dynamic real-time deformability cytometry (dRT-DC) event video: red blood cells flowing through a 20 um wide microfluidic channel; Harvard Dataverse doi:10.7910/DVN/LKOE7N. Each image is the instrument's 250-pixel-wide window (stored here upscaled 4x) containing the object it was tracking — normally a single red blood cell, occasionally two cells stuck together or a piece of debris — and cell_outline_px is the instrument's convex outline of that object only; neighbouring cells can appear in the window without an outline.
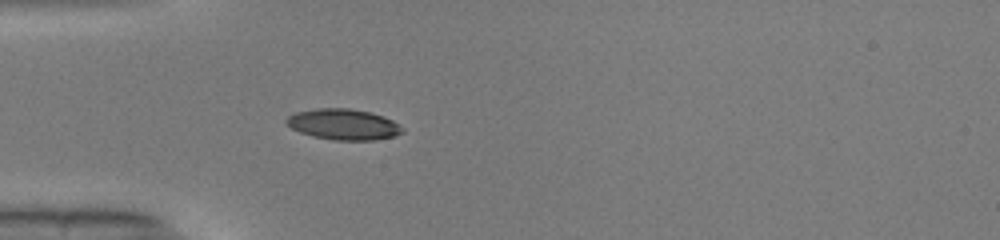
{"species": "common noctule bat (a hibernating species)", "species_latin": "Nyctalus noctula", "temperature_condition": "warm", "stored_images_in_passage": 36, "camera_frame_rate_fps": 3000, "um_per_image_px": 0.085, "animal": {"sex": "male", "body_mass_g": 19.0, "forearm_length_mm": 50.8}, "frame": {"image": 1, "passage_image": 1, "time_ms": 0.0, "image_size_px": [1000, 240], "cell_outline_px": [[404, 132], [396, 136], [372, 140], [332, 140], [312, 136], [300, 132], [292, 128], [284, 120], [288, 116], [296, 112], [320, 108], [348, 108], [368, 112], [392, 120], [404, 128]], "centroid_in_image_um": [29.19, 10.58], "position_along_channel_um": 55.8, "area_um2": 20.69}}
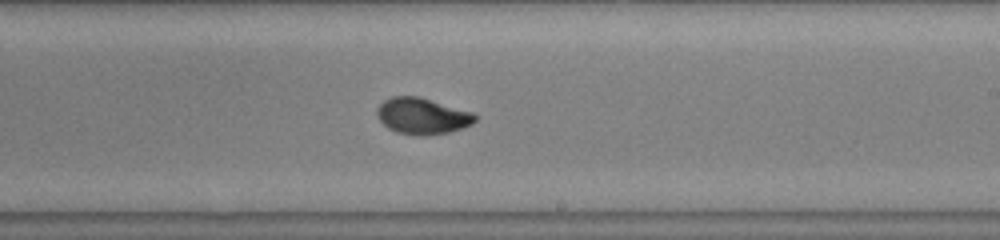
{"frame": {"image": 2, "passage_image": 16, "time_ms": 5.0, "image_size_px": [1000, 240], "cell_outline_px": [[476, 120], [472, 124], [448, 132], [420, 136], [396, 132], [388, 128], [380, 120], [376, 112], [380, 104], [384, 100], [392, 96], [416, 96], [472, 112], [476, 116]], "centroid_in_image_um": [35.87, 9.86], "position_along_channel_um": 253.1, "area_um2": 20.35}}
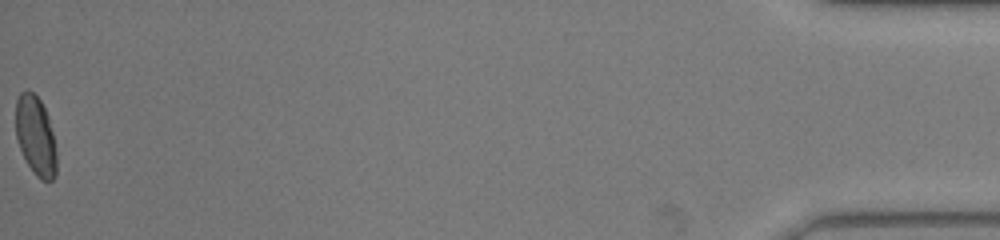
{"frame": {"image": 3, "passage_image": 36, "time_ms": 11.667, "image_size_px": [1000, 240], "cell_outline_px": [[56, 176], [52, 180], [40, 180], [36, 176], [28, 164], [20, 148], [16, 136], [16, 100], [20, 92], [28, 88], [40, 100], [48, 116], [52, 132], [56, 152]], "centroid_in_image_um": [3.02, 11.53], "position_along_channel_um": 432.2, "area_um2": 18.79}, "authors_computed_cell_mechanics": {"area_um2": 20.0277, "velocity_mm_per_s": 4.1002, "shape_relaxation_time_tau1_ms": 3.4432, "shape_relaxation_time_tau2_ms": 1.2897, "deformation_change_tau1": 0.1777, "deformation_change_tau2": 0.0456}}